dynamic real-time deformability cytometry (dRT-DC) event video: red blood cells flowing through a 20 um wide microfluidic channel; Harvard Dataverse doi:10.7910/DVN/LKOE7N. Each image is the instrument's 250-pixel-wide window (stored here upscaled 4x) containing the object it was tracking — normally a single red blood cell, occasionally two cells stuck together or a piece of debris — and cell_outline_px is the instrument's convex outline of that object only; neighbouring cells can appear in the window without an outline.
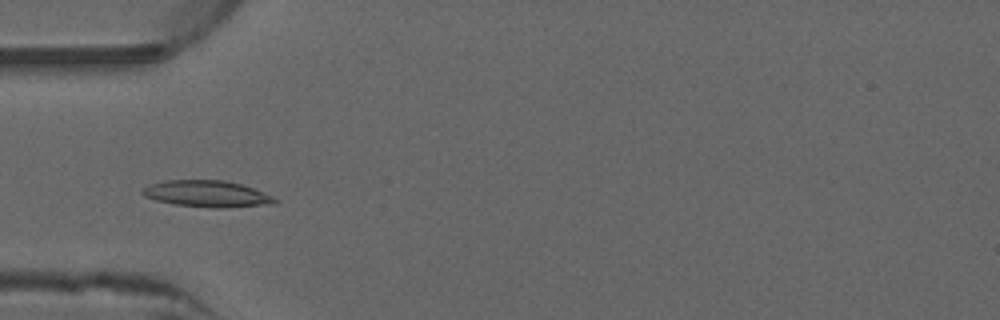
{"species": "common noctule bat (a hibernating species)", "species_latin": "Nyctalus noctula", "temperature_condition": "warm", "stored_images_in_passage": 49, "camera_frame_rate_fps": 3000, "um_per_image_px": 0.085, "animal": {"sex": "male", "forearm_length_mm": 52.5}, "frame": {"image": 1, "passage_image": 14, "time_ms": 4.333, "image_size_px": [1000, 320], "cell_outline_px": [[280, 200], [276, 204], [224, 208], [216, 208], [172, 204], [156, 200], [144, 196], [140, 192], [148, 184], [164, 180], [224, 180], [240, 184], [264, 192]], "centroid_in_image_um": [17.6, 16.48], "position_along_channel_um": 67.4, "area_um2": 20.63}}
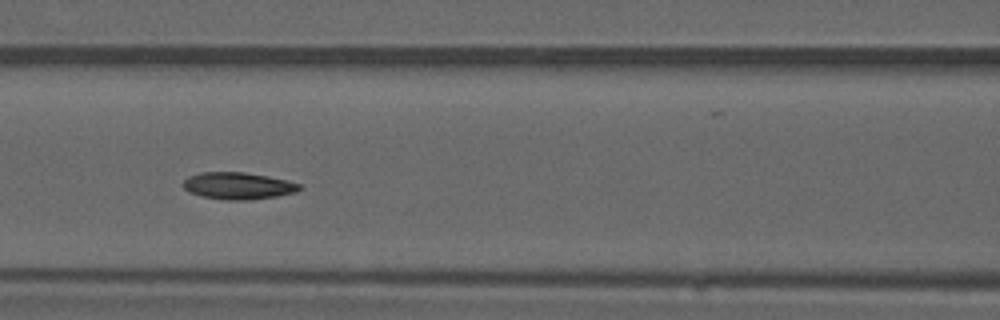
{"frame": {"image": 2, "passage_image": 20, "time_ms": 6.333, "image_size_px": [1000, 320], "cell_outline_px": [[304, 188], [296, 192], [276, 196], [248, 200], [224, 200], [200, 196], [188, 192], [184, 188], [184, 180], [188, 176], [200, 172], [244, 172], [268, 176], [300, 184]], "centroid_in_image_um": [20.22, 15.8], "position_along_channel_um": 146.4, "area_um2": 18.32}}
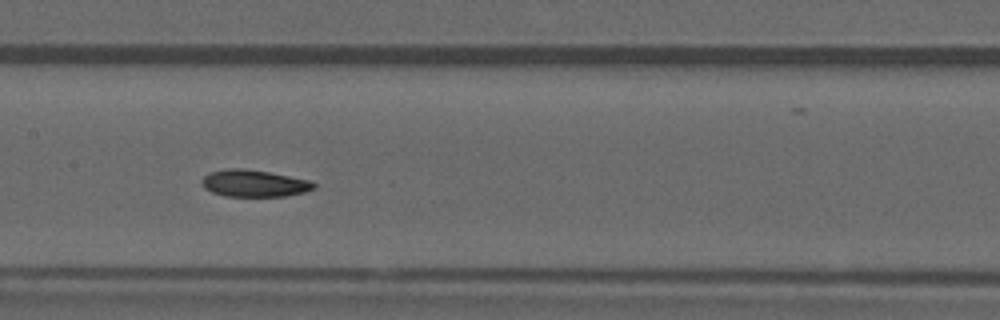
{"frame": {"image": 3, "passage_image": 23, "time_ms": 7.333, "image_size_px": [1000, 320], "cell_outline_px": [[316, 188], [304, 192], [284, 196], [224, 196], [212, 192], [204, 188], [200, 184], [200, 180], [208, 172], [228, 168], [244, 168], [268, 172], [312, 180], [316, 184]], "centroid_in_image_um": [21.58, 15.58], "position_along_channel_um": 185.8, "area_um2": 17.8}, "authors_computed_cell_mechanics": {"area_um2": 17.9758, "velocity_mm_per_s": 3.9379, "shape_relaxation_time_tau1_ms": 5.1722, "shape_relaxation_time_tau2_ms": 7.8328, "deformation_change_tau1": 0.1404, "deformation_change_tau2": 0.0737}}